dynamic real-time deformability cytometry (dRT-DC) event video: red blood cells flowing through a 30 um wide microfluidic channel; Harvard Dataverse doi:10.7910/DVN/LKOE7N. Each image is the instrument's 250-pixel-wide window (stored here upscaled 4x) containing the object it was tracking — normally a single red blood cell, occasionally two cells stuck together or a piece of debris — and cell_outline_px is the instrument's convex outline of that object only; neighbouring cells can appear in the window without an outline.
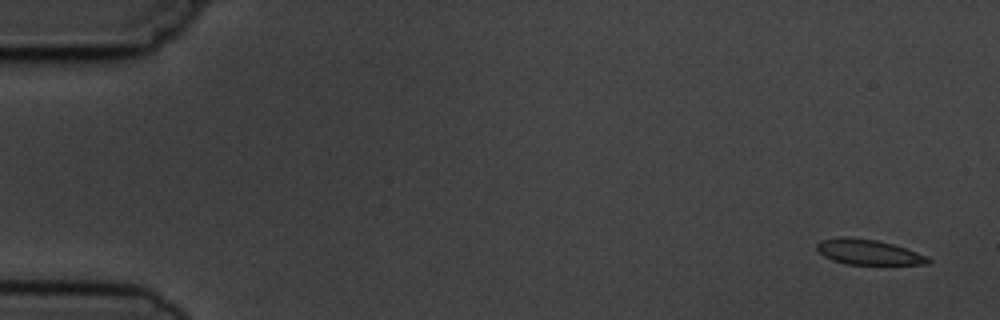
{"species": "common noctule bat (a hibernating species)", "species_latin": "Nyctalus noctula", "temperature_condition": "cold", "stored_images_in_passage": 5, "camera_frame_rate_fps": 3000, "um_per_image_px": 0.085, "animal": {"sex": "male", "body_mass_g": 19.5, "forearm_length_mm": 54.6}, "frame": {"image": 1, "passage_image": 1, "time_ms": 0.0, "image_size_px": [1000, 320], "cell_outline_px": [[932, 260], [928, 264], [844, 264], [832, 260], [824, 256], [816, 248], [816, 244], [820, 240], [840, 236], [848, 236], [876, 240], [892, 244], [928, 256]], "centroid_in_image_um": [73.77, 21.42], "position_along_channel_um": 11.2, "area_um2": 16.36}}
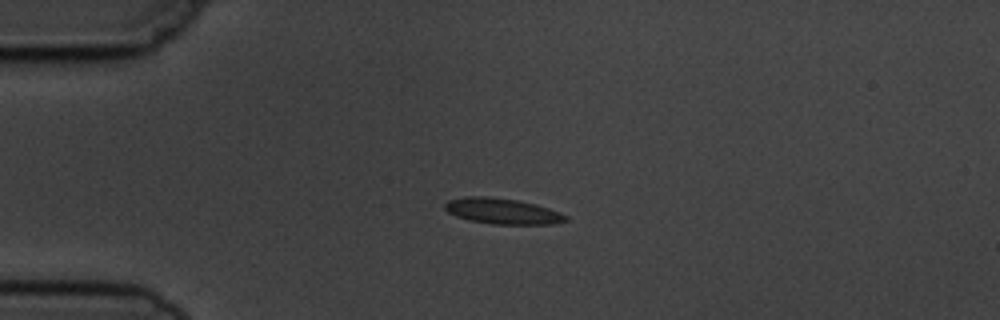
{"frame": {"image": 2, "passage_image": 4, "time_ms": 3.667, "image_size_px": [1000, 320], "cell_outline_px": [[568, 220], [552, 224], [496, 224], [468, 220], [456, 216], [448, 212], [444, 208], [444, 204], [448, 200], [464, 196], [488, 196], [516, 200], [536, 204], [560, 212], [568, 216]], "centroid_in_image_um": [42.69, 17.94], "position_along_channel_um": 42.3, "area_um2": 18.15}}